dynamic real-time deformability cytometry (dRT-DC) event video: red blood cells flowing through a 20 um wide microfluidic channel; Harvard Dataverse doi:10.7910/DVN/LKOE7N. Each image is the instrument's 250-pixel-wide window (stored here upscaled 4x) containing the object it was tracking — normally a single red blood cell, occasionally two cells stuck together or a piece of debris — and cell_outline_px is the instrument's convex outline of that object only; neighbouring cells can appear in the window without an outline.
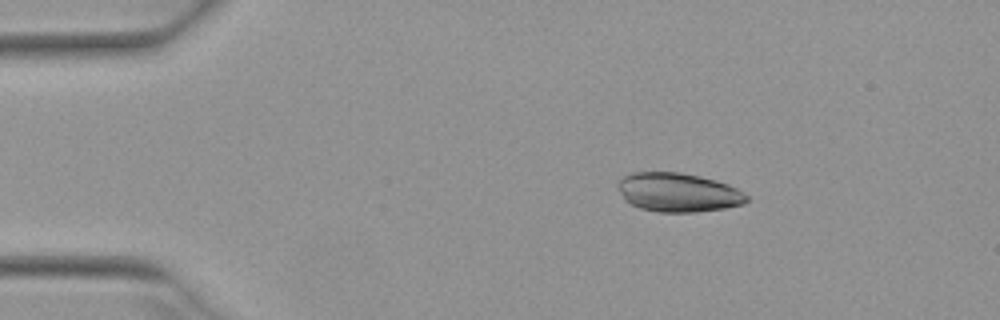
{"species": "Egyptian fruit bat (a non-hibernating species)", "species_latin": "Rousettus aegyptiacus", "temperature_condition": "warm", "stored_images_in_passage": 26, "camera_frame_rate_fps": 3000, "um_per_image_px": 0.085, "animal": {"sex": "female"}, "frame": {"image": 1, "passage_image": 4, "time_ms": 1.0, "image_size_px": [1000, 320], "cell_outline_px": [[748, 200], [744, 204], [724, 208], [696, 212], [660, 212], [640, 208], [624, 200], [620, 192], [620, 180], [624, 176], [632, 172], [680, 172], [700, 176], [716, 180], [728, 184], [736, 188], [748, 196]], "centroid_in_image_um": [57.67, 16.35], "position_along_channel_um": 27.3, "area_um2": 29.07}}
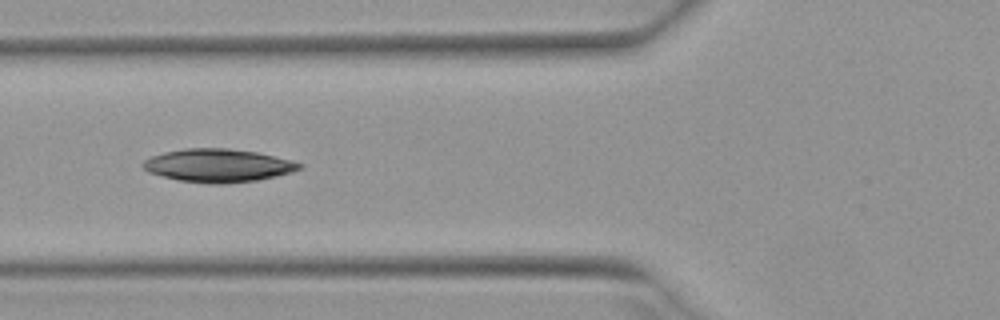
{"frame": {"image": 2, "passage_image": 15, "time_ms": 4.667, "image_size_px": [1000, 320], "cell_outline_px": [[304, 168], [292, 172], [276, 176], [256, 180], [224, 184], [212, 184], [180, 180], [148, 172], [140, 164], [144, 160], [152, 156], [164, 152], [184, 148], [228, 148], [256, 152], [292, 160], [304, 164]], "centroid_in_image_um": [18.56, 14.06], "position_along_channel_um": 107.2, "area_um2": 30.23}}
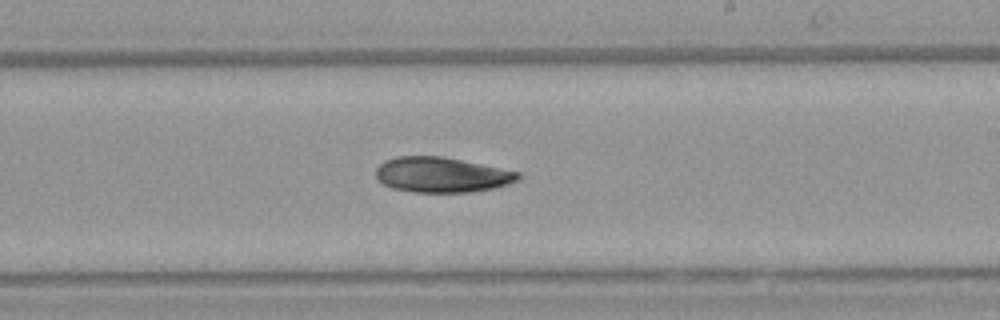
{"frame": {"image": 3, "passage_image": 26, "time_ms": 8.333, "image_size_px": [1000, 320], "cell_outline_px": [[520, 180], [508, 184], [492, 188], [472, 192], [412, 192], [392, 188], [384, 184], [376, 176], [376, 168], [384, 160], [396, 156], [444, 156], [520, 172]], "centroid_in_image_um": [37.54, 14.85], "position_along_channel_um": 251.5, "area_um2": 29.25}}